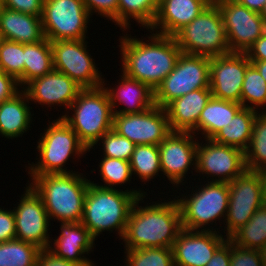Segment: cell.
Returning a JSON list of instances; mask_svg holds the SVG:
<instances>
[{"label": "cell", "instance_id": "cell-46", "mask_svg": "<svg viewBox=\"0 0 266 266\" xmlns=\"http://www.w3.org/2000/svg\"><path fill=\"white\" fill-rule=\"evenodd\" d=\"M249 61H266V31L245 52Z\"/></svg>", "mask_w": 266, "mask_h": 266}, {"label": "cell", "instance_id": "cell-51", "mask_svg": "<svg viewBox=\"0 0 266 266\" xmlns=\"http://www.w3.org/2000/svg\"><path fill=\"white\" fill-rule=\"evenodd\" d=\"M260 16L263 18L264 23H265V25H266V3H265V5H264L262 11L260 12Z\"/></svg>", "mask_w": 266, "mask_h": 266}, {"label": "cell", "instance_id": "cell-24", "mask_svg": "<svg viewBox=\"0 0 266 266\" xmlns=\"http://www.w3.org/2000/svg\"><path fill=\"white\" fill-rule=\"evenodd\" d=\"M212 97L210 88L197 89L171 101L166 107L172 132H193L207 102Z\"/></svg>", "mask_w": 266, "mask_h": 266}, {"label": "cell", "instance_id": "cell-12", "mask_svg": "<svg viewBox=\"0 0 266 266\" xmlns=\"http://www.w3.org/2000/svg\"><path fill=\"white\" fill-rule=\"evenodd\" d=\"M87 40L51 42L54 69L74 80L82 89L97 88L104 83L103 74L89 53Z\"/></svg>", "mask_w": 266, "mask_h": 266}, {"label": "cell", "instance_id": "cell-40", "mask_svg": "<svg viewBox=\"0 0 266 266\" xmlns=\"http://www.w3.org/2000/svg\"><path fill=\"white\" fill-rule=\"evenodd\" d=\"M230 266H264L260 250L242 248L230 241Z\"/></svg>", "mask_w": 266, "mask_h": 266}, {"label": "cell", "instance_id": "cell-31", "mask_svg": "<svg viewBox=\"0 0 266 266\" xmlns=\"http://www.w3.org/2000/svg\"><path fill=\"white\" fill-rule=\"evenodd\" d=\"M228 239L242 248L261 250L266 245V202Z\"/></svg>", "mask_w": 266, "mask_h": 266}, {"label": "cell", "instance_id": "cell-29", "mask_svg": "<svg viewBox=\"0 0 266 266\" xmlns=\"http://www.w3.org/2000/svg\"><path fill=\"white\" fill-rule=\"evenodd\" d=\"M159 2L160 0H118V27L125 33L132 28L130 22L134 20L139 27L148 30L156 18Z\"/></svg>", "mask_w": 266, "mask_h": 266}, {"label": "cell", "instance_id": "cell-1", "mask_svg": "<svg viewBox=\"0 0 266 266\" xmlns=\"http://www.w3.org/2000/svg\"><path fill=\"white\" fill-rule=\"evenodd\" d=\"M149 32L148 40L126 33L118 39L120 45L117 46L120 47L121 72L155 90L174 69L181 50L174 36Z\"/></svg>", "mask_w": 266, "mask_h": 266}, {"label": "cell", "instance_id": "cell-37", "mask_svg": "<svg viewBox=\"0 0 266 266\" xmlns=\"http://www.w3.org/2000/svg\"><path fill=\"white\" fill-rule=\"evenodd\" d=\"M122 266H175L172 248L151 247L124 249Z\"/></svg>", "mask_w": 266, "mask_h": 266}, {"label": "cell", "instance_id": "cell-50", "mask_svg": "<svg viewBox=\"0 0 266 266\" xmlns=\"http://www.w3.org/2000/svg\"><path fill=\"white\" fill-rule=\"evenodd\" d=\"M260 252L264 266H266V245L260 250Z\"/></svg>", "mask_w": 266, "mask_h": 266}, {"label": "cell", "instance_id": "cell-22", "mask_svg": "<svg viewBox=\"0 0 266 266\" xmlns=\"http://www.w3.org/2000/svg\"><path fill=\"white\" fill-rule=\"evenodd\" d=\"M121 74L116 87H107L109 84L105 83V78L103 83L114 114L141 113L155 105L154 90L148 84L127 77L123 72Z\"/></svg>", "mask_w": 266, "mask_h": 266}, {"label": "cell", "instance_id": "cell-13", "mask_svg": "<svg viewBox=\"0 0 266 266\" xmlns=\"http://www.w3.org/2000/svg\"><path fill=\"white\" fill-rule=\"evenodd\" d=\"M204 140L205 143L203 140L197 141L195 175L199 173L197 176L202 175L210 182L230 183L246 170L241 149L217 143L213 139Z\"/></svg>", "mask_w": 266, "mask_h": 266}, {"label": "cell", "instance_id": "cell-10", "mask_svg": "<svg viewBox=\"0 0 266 266\" xmlns=\"http://www.w3.org/2000/svg\"><path fill=\"white\" fill-rule=\"evenodd\" d=\"M228 184V210L223 226L220 224L219 227L220 229L224 227L222 230L226 238L245 225L257 209L266 202L261 172L245 170Z\"/></svg>", "mask_w": 266, "mask_h": 266}, {"label": "cell", "instance_id": "cell-28", "mask_svg": "<svg viewBox=\"0 0 266 266\" xmlns=\"http://www.w3.org/2000/svg\"><path fill=\"white\" fill-rule=\"evenodd\" d=\"M259 111L242 107L227 126L212 139L220 144L233 146L243 152L247 149L253 132V124Z\"/></svg>", "mask_w": 266, "mask_h": 266}, {"label": "cell", "instance_id": "cell-32", "mask_svg": "<svg viewBox=\"0 0 266 266\" xmlns=\"http://www.w3.org/2000/svg\"><path fill=\"white\" fill-rule=\"evenodd\" d=\"M132 175H136L141 182L152 181L159 173L162 175L160 167V153L158 145H135L134 152L130 159Z\"/></svg>", "mask_w": 266, "mask_h": 266}, {"label": "cell", "instance_id": "cell-38", "mask_svg": "<svg viewBox=\"0 0 266 266\" xmlns=\"http://www.w3.org/2000/svg\"><path fill=\"white\" fill-rule=\"evenodd\" d=\"M0 70L13 76L24 88V44L3 40L0 45Z\"/></svg>", "mask_w": 266, "mask_h": 266}, {"label": "cell", "instance_id": "cell-17", "mask_svg": "<svg viewBox=\"0 0 266 266\" xmlns=\"http://www.w3.org/2000/svg\"><path fill=\"white\" fill-rule=\"evenodd\" d=\"M112 129L135 145H159L170 133L165 108L154 105L133 114H114Z\"/></svg>", "mask_w": 266, "mask_h": 266}, {"label": "cell", "instance_id": "cell-30", "mask_svg": "<svg viewBox=\"0 0 266 266\" xmlns=\"http://www.w3.org/2000/svg\"><path fill=\"white\" fill-rule=\"evenodd\" d=\"M54 69L51 42L45 38L24 44V86Z\"/></svg>", "mask_w": 266, "mask_h": 266}, {"label": "cell", "instance_id": "cell-27", "mask_svg": "<svg viewBox=\"0 0 266 266\" xmlns=\"http://www.w3.org/2000/svg\"><path fill=\"white\" fill-rule=\"evenodd\" d=\"M242 107V104L237 102L211 97L200 114L197 128L192 133L195 136L200 134L203 139H212L231 122Z\"/></svg>", "mask_w": 266, "mask_h": 266}, {"label": "cell", "instance_id": "cell-48", "mask_svg": "<svg viewBox=\"0 0 266 266\" xmlns=\"http://www.w3.org/2000/svg\"><path fill=\"white\" fill-rule=\"evenodd\" d=\"M239 4L247 7L251 11L260 13L266 3V0H236Z\"/></svg>", "mask_w": 266, "mask_h": 266}, {"label": "cell", "instance_id": "cell-41", "mask_svg": "<svg viewBox=\"0 0 266 266\" xmlns=\"http://www.w3.org/2000/svg\"><path fill=\"white\" fill-rule=\"evenodd\" d=\"M83 3L91 17L95 13L118 27V0H83Z\"/></svg>", "mask_w": 266, "mask_h": 266}, {"label": "cell", "instance_id": "cell-39", "mask_svg": "<svg viewBox=\"0 0 266 266\" xmlns=\"http://www.w3.org/2000/svg\"><path fill=\"white\" fill-rule=\"evenodd\" d=\"M99 143V144H98ZM102 143V144H101ZM101 145L103 156L130 161L135 144L126 137L120 136L113 129L106 132L95 145Z\"/></svg>", "mask_w": 266, "mask_h": 266}, {"label": "cell", "instance_id": "cell-5", "mask_svg": "<svg viewBox=\"0 0 266 266\" xmlns=\"http://www.w3.org/2000/svg\"><path fill=\"white\" fill-rule=\"evenodd\" d=\"M47 126L37 141V157L39 156L36 159L37 162L30 164L28 161L29 166L26 168L28 175L40 176L76 172L67 169L65 165L73 156L72 159L77 158L76 160L79 161L82 156L86 155L88 149L80 142L77 134L62 117L52 119V122L50 121Z\"/></svg>", "mask_w": 266, "mask_h": 266}, {"label": "cell", "instance_id": "cell-9", "mask_svg": "<svg viewBox=\"0 0 266 266\" xmlns=\"http://www.w3.org/2000/svg\"><path fill=\"white\" fill-rule=\"evenodd\" d=\"M210 58L181 53L174 69L154 90V102L165 108L171 101L197 89L209 88Z\"/></svg>", "mask_w": 266, "mask_h": 266}, {"label": "cell", "instance_id": "cell-20", "mask_svg": "<svg viewBox=\"0 0 266 266\" xmlns=\"http://www.w3.org/2000/svg\"><path fill=\"white\" fill-rule=\"evenodd\" d=\"M81 89L74 80L55 69L32 80L23 88L29 98L30 105L31 102L32 104L38 103L41 106L50 107V109L54 106H62V108L64 106L66 108L64 114L68 112L70 105Z\"/></svg>", "mask_w": 266, "mask_h": 266}, {"label": "cell", "instance_id": "cell-8", "mask_svg": "<svg viewBox=\"0 0 266 266\" xmlns=\"http://www.w3.org/2000/svg\"><path fill=\"white\" fill-rule=\"evenodd\" d=\"M174 38L181 53L213 58L231 53L217 5L212 2Z\"/></svg>", "mask_w": 266, "mask_h": 266}, {"label": "cell", "instance_id": "cell-42", "mask_svg": "<svg viewBox=\"0 0 266 266\" xmlns=\"http://www.w3.org/2000/svg\"><path fill=\"white\" fill-rule=\"evenodd\" d=\"M44 0H0V6L34 16L43 13Z\"/></svg>", "mask_w": 266, "mask_h": 266}, {"label": "cell", "instance_id": "cell-43", "mask_svg": "<svg viewBox=\"0 0 266 266\" xmlns=\"http://www.w3.org/2000/svg\"><path fill=\"white\" fill-rule=\"evenodd\" d=\"M0 207V243L16 238V225L14 211Z\"/></svg>", "mask_w": 266, "mask_h": 266}, {"label": "cell", "instance_id": "cell-2", "mask_svg": "<svg viewBox=\"0 0 266 266\" xmlns=\"http://www.w3.org/2000/svg\"><path fill=\"white\" fill-rule=\"evenodd\" d=\"M146 197L148 195L138 198L131 209L121 239L125 244L124 249L172 248L182 229L178 202L175 198H170V201L163 198L161 201H152L148 204L144 202ZM139 203H145V206H139Z\"/></svg>", "mask_w": 266, "mask_h": 266}, {"label": "cell", "instance_id": "cell-44", "mask_svg": "<svg viewBox=\"0 0 266 266\" xmlns=\"http://www.w3.org/2000/svg\"><path fill=\"white\" fill-rule=\"evenodd\" d=\"M20 91L18 81L0 70V103L11 99Z\"/></svg>", "mask_w": 266, "mask_h": 266}, {"label": "cell", "instance_id": "cell-18", "mask_svg": "<svg viewBox=\"0 0 266 266\" xmlns=\"http://www.w3.org/2000/svg\"><path fill=\"white\" fill-rule=\"evenodd\" d=\"M250 64L247 55L239 52L210 58L209 88L212 97L241 104L242 84Z\"/></svg>", "mask_w": 266, "mask_h": 266}, {"label": "cell", "instance_id": "cell-21", "mask_svg": "<svg viewBox=\"0 0 266 266\" xmlns=\"http://www.w3.org/2000/svg\"><path fill=\"white\" fill-rule=\"evenodd\" d=\"M59 226V236H55V239L51 237L48 250L59 258L81 266L95 265L94 261L85 256L91 254L94 246L96 247V239L91 236L89 230L81 222H60Z\"/></svg>", "mask_w": 266, "mask_h": 266}, {"label": "cell", "instance_id": "cell-16", "mask_svg": "<svg viewBox=\"0 0 266 266\" xmlns=\"http://www.w3.org/2000/svg\"><path fill=\"white\" fill-rule=\"evenodd\" d=\"M27 185L18 206L14 204L16 207H13L16 239L34 244L41 250L48 249L51 222L42 198L29 183Z\"/></svg>", "mask_w": 266, "mask_h": 266}, {"label": "cell", "instance_id": "cell-23", "mask_svg": "<svg viewBox=\"0 0 266 266\" xmlns=\"http://www.w3.org/2000/svg\"><path fill=\"white\" fill-rule=\"evenodd\" d=\"M212 2V0H160L156 18L148 31L174 36Z\"/></svg>", "mask_w": 266, "mask_h": 266}, {"label": "cell", "instance_id": "cell-15", "mask_svg": "<svg viewBox=\"0 0 266 266\" xmlns=\"http://www.w3.org/2000/svg\"><path fill=\"white\" fill-rule=\"evenodd\" d=\"M198 138L191 132H172L158 145L160 167L174 189L182 187L188 179V173L196 172V148ZM191 167V169H190ZM190 171V172H189ZM187 177V178H186ZM185 181V182H183ZM176 187V188H175Z\"/></svg>", "mask_w": 266, "mask_h": 266}, {"label": "cell", "instance_id": "cell-4", "mask_svg": "<svg viewBox=\"0 0 266 266\" xmlns=\"http://www.w3.org/2000/svg\"><path fill=\"white\" fill-rule=\"evenodd\" d=\"M32 188L42 198L50 221L80 223L90 179L79 171L71 174L30 176Z\"/></svg>", "mask_w": 266, "mask_h": 266}, {"label": "cell", "instance_id": "cell-6", "mask_svg": "<svg viewBox=\"0 0 266 266\" xmlns=\"http://www.w3.org/2000/svg\"><path fill=\"white\" fill-rule=\"evenodd\" d=\"M198 180L200 185L192 186L191 193L186 190L188 192L184 195L182 193L181 197H174L180 208L182 228L220 233L222 230L216 227V222L224 223L228 210L229 184L204 180L205 185H201L199 177ZM211 224L215 226L212 227Z\"/></svg>", "mask_w": 266, "mask_h": 266}, {"label": "cell", "instance_id": "cell-19", "mask_svg": "<svg viewBox=\"0 0 266 266\" xmlns=\"http://www.w3.org/2000/svg\"><path fill=\"white\" fill-rule=\"evenodd\" d=\"M227 239L223 232L182 228L172 246L174 265L206 266Z\"/></svg>", "mask_w": 266, "mask_h": 266}, {"label": "cell", "instance_id": "cell-7", "mask_svg": "<svg viewBox=\"0 0 266 266\" xmlns=\"http://www.w3.org/2000/svg\"><path fill=\"white\" fill-rule=\"evenodd\" d=\"M68 110L66 114L62 112L61 117L88 152L95 148L96 142L106 132L112 130L114 112L103 85L81 89Z\"/></svg>", "mask_w": 266, "mask_h": 266}, {"label": "cell", "instance_id": "cell-47", "mask_svg": "<svg viewBox=\"0 0 266 266\" xmlns=\"http://www.w3.org/2000/svg\"><path fill=\"white\" fill-rule=\"evenodd\" d=\"M230 240L227 239L214 253L206 266H230Z\"/></svg>", "mask_w": 266, "mask_h": 266}, {"label": "cell", "instance_id": "cell-33", "mask_svg": "<svg viewBox=\"0 0 266 266\" xmlns=\"http://www.w3.org/2000/svg\"><path fill=\"white\" fill-rule=\"evenodd\" d=\"M246 170L258 171L266 167V112H258L253 124L251 141L244 151Z\"/></svg>", "mask_w": 266, "mask_h": 266}, {"label": "cell", "instance_id": "cell-25", "mask_svg": "<svg viewBox=\"0 0 266 266\" xmlns=\"http://www.w3.org/2000/svg\"><path fill=\"white\" fill-rule=\"evenodd\" d=\"M0 31L5 40L33 44L45 39L41 16L0 6Z\"/></svg>", "mask_w": 266, "mask_h": 266}, {"label": "cell", "instance_id": "cell-26", "mask_svg": "<svg viewBox=\"0 0 266 266\" xmlns=\"http://www.w3.org/2000/svg\"><path fill=\"white\" fill-rule=\"evenodd\" d=\"M29 98L21 89L11 99L0 103V136L6 139L22 137L32 123V107Z\"/></svg>", "mask_w": 266, "mask_h": 266}, {"label": "cell", "instance_id": "cell-36", "mask_svg": "<svg viewBox=\"0 0 266 266\" xmlns=\"http://www.w3.org/2000/svg\"><path fill=\"white\" fill-rule=\"evenodd\" d=\"M98 176L100 175L101 181L104 183H91L103 187L117 189L123 186V184L131 183L132 171L130 166V161H125L117 158H109L102 156L100 163L98 165ZM120 186V187H119Z\"/></svg>", "mask_w": 266, "mask_h": 266}, {"label": "cell", "instance_id": "cell-49", "mask_svg": "<svg viewBox=\"0 0 266 266\" xmlns=\"http://www.w3.org/2000/svg\"><path fill=\"white\" fill-rule=\"evenodd\" d=\"M260 72L266 82V61H250Z\"/></svg>", "mask_w": 266, "mask_h": 266}, {"label": "cell", "instance_id": "cell-52", "mask_svg": "<svg viewBox=\"0 0 266 266\" xmlns=\"http://www.w3.org/2000/svg\"><path fill=\"white\" fill-rule=\"evenodd\" d=\"M260 172H261L262 177H263L265 193H266V167L264 169H262Z\"/></svg>", "mask_w": 266, "mask_h": 266}, {"label": "cell", "instance_id": "cell-11", "mask_svg": "<svg viewBox=\"0 0 266 266\" xmlns=\"http://www.w3.org/2000/svg\"><path fill=\"white\" fill-rule=\"evenodd\" d=\"M90 18L83 0H44L41 22L50 42L88 39Z\"/></svg>", "mask_w": 266, "mask_h": 266}, {"label": "cell", "instance_id": "cell-53", "mask_svg": "<svg viewBox=\"0 0 266 266\" xmlns=\"http://www.w3.org/2000/svg\"><path fill=\"white\" fill-rule=\"evenodd\" d=\"M3 40H4V38H3V36H2V32L0 31V45H1V43L3 42Z\"/></svg>", "mask_w": 266, "mask_h": 266}, {"label": "cell", "instance_id": "cell-3", "mask_svg": "<svg viewBox=\"0 0 266 266\" xmlns=\"http://www.w3.org/2000/svg\"><path fill=\"white\" fill-rule=\"evenodd\" d=\"M147 195L143 187L130 189L103 188L89 183L84 199L81 223L89 230L96 240L102 232H116L122 239L129 214L138 198Z\"/></svg>", "mask_w": 266, "mask_h": 266}, {"label": "cell", "instance_id": "cell-14", "mask_svg": "<svg viewBox=\"0 0 266 266\" xmlns=\"http://www.w3.org/2000/svg\"><path fill=\"white\" fill-rule=\"evenodd\" d=\"M212 1L221 13L230 52L245 53L265 33L266 25L260 13L236 0Z\"/></svg>", "mask_w": 266, "mask_h": 266}, {"label": "cell", "instance_id": "cell-35", "mask_svg": "<svg viewBox=\"0 0 266 266\" xmlns=\"http://www.w3.org/2000/svg\"><path fill=\"white\" fill-rule=\"evenodd\" d=\"M241 104L246 108L266 112V82L252 63L245 71L241 92Z\"/></svg>", "mask_w": 266, "mask_h": 266}, {"label": "cell", "instance_id": "cell-34", "mask_svg": "<svg viewBox=\"0 0 266 266\" xmlns=\"http://www.w3.org/2000/svg\"><path fill=\"white\" fill-rule=\"evenodd\" d=\"M41 249L34 244L13 239L0 243V266H36Z\"/></svg>", "mask_w": 266, "mask_h": 266}, {"label": "cell", "instance_id": "cell-45", "mask_svg": "<svg viewBox=\"0 0 266 266\" xmlns=\"http://www.w3.org/2000/svg\"><path fill=\"white\" fill-rule=\"evenodd\" d=\"M36 266H81L75 262L67 261L63 258L55 256L48 249H43L40 251Z\"/></svg>", "mask_w": 266, "mask_h": 266}]
</instances>
